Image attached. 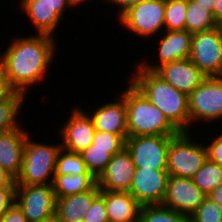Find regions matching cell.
<instances>
[{
  "label": "cell",
  "instance_id": "1",
  "mask_svg": "<svg viewBox=\"0 0 222 222\" xmlns=\"http://www.w3.org/2000/svg\"><path fill=\"white\" fill-rule=\"evenodd\" d=\"M7 41L8 46L5 48L3 44L5 50L0 52L7 84L11 90L21 92L28 98L38 84L51 76V65L57 60V43L60 41L49 35H25L24 32L21 36L10 35Z\"/></svg>",
  "mask_w": 222,
  "mask_h": 222
},
{
  "label": "cell",
  "instance_id": "2",
  "mask_svg": "<svg viewBox=\"0 0 222 222\" xmlns=\"http://www.w3.org/2000/svg\"><path fill=\"white\" fill-rule=\"evenodd\" d=\"M127 78L148 100L156 105L180 131L190 132L188 95L167 83L155 71L144 69L136 60ZM136 66V67H135Z\"/></svg>",
  "mask_w": 222,
  "mask_h": 222
},
{
  "label": "cell",
  "instance_id": "3",
  "mask_svg": "<svg viewBox=\"0 0 222 222\" xmlns=\"http://www.w3.org/2000/svg\"><path fill=\"white\" fill-rule=\"evenodd\" d=\"M118 92L125 98L128 137L159 135L176 136L180 131L160 109L151 103L128 79ZM126 85V86H125Z\"/></svg>",
  "mask_w": 222,
  "mask_h": 222
},
{
  "label": "cell",
  "instance_id": "4",
  "mask_svg": "<svg viewBox=\"0 0 222 222\" xmlns=\"http://www.w3.org/2000/svg\"><path fill=\"white\" fill-rule=\"evenodd\" d=\"M31 131L26 138L22 168L16 177V185L52 184L56 169V159L61 143L33 139ZM32 136V138H31ZM56 143V144H55Z\"/></svg>",
  "mask_w": 222,
  "mask_h": 222
},
{
  "label": "cell",
  "instance_id": "5",
  "mask_svg": "<svg viewBox=\"0 0 222 222\" xmlns=\"http://www.w3.org/2000/svg\"><path fill=\"white\" fill-rule=\"evenodd\" d=\"M180 132L170 139L167 150V172L169 175L192 178L207 159V151L200 135ZM194 135V136H193ZM201 138V139H198Z\"/></svg>",
  "mask_w": 222,
  "mask_h": 222
},
{
  "label": "cell",
  "instance_id": "6",
  "mask_svg": "<svg viewBox=\"0 0 222 222\" xmlns=\"http://www.w3.org/2000/svg\"><path fill=\"white\" fill-rule=\"evenodd\" d=\"M165 0H143L130 7L117 21L124 28L123 34L143 38L144 42L154 41L164 30Z\"/></svg>",
  "mask_w": 222,
  "mask_h": 222
},
{
  "label": "cell",
  "instance_id": "7",
  "mask_svg": "<svg viewBox=\"0 0 222 222\" xmlns=\"http://www.w3.org/2000/svg\"><path fill=\"white\" fill-rule=\"evenodd\" d=\"M188 103L190 132L200 123L219 125L218 122H222V76L207 77L188 95Z\"/></svg>",
  "mask_w": 222,
  "mask_h": 222
},
{
  "label": "cell",
  "instance_id": "8",
  "mask_svg": "<svg viewBox=\"0 0 222 222\" xmlns=\"http://www.w3.org/2000/svg\"><path fill=\"white\" fill-rule=\"evenodd\" d=\"M189 60L207 77L222 76V30L220 26L192 34Z\"/></svg>",
  "mask_w": 222,
  "mask_h": 222
},
{
  "label": "cell",
  "instance_id": "9",
  "mask_svg": "<svg viewBox=\"0 0 222 222\" xmlns=\"http://www.w3.org/2000/svg\"><path fill=\"white\" fill-rule=\"evenodd\" d=\"M155 38L157 43H152L153 46L151 48L153 51L151 53V50L148 51L151 55L156 49V54L151 55V57L157 56L154 57L156 60L153 62L150 56H147L149 58L146 60V57H144L143 54V59L137 60L144 69L149 71H156L159 67L166 63L181 59H189L192 44V33L188 32L187 30H164L158 37ZM154 44L156 46H154Z\"/></svg>",
  "mask_w": 222,
  "mask_h": 222
},
{
  "label": "cell",
  "instance_id": "10",
  "mask_svg": "<svg viewBox=\"0 0 222 222\" xmlns=\"http://www.w3.org/2000/svg\"><path fill=\"white\" fill-rule=\"evenodd\" d=\"M173 136L127 137L125 148L136 168L167 170V150Z\"/></svg>",
  "mask_w": 222,
  "mask_h": 222
},
{
  "label": "cell",
  "instance_id": "11",
  "mask_svg": "<svg viewBox=\"0 0 222 222\" xmlns=\"http://www.w3.org/2000/svg\"><path fill=\"white\" fill-rule=\"evenodd\" d=\"M15 202L27 222H42L55 215L56 197L52 184L16 185Z\"/></svg>",
  "mask_w": 222,
  "mask_h": 222
},
{
  "label": "cell",
  "instance_id": "12",
  "mask_svg": "<svg viewBox=\"0 0 222 222\" xmlns=\"http://www.w3.org/2000/svg\"><path fill=\"white\" fill-rule=\"evenodd\" d=\"M70 110L67 118L61 122L62 125L56 129L59 133L57 131L55 138L61 137L58 139L64 149L80 154L92 144L96 129L91 117L79 104L72 106Z\"/></svg>",
  "mask_w": 222,
  "mask_h": 222
},
{
  "label": "cell",
  "instance_id": "13",
  "mask_svg": "<svg viewBox=\"0 0 222 222\" xmlns=\"http://www.w3.org/2000/svg\"><path fill=\"white\" fill-rule=\"evenodd\" d=\"M109 99V101L108 99H104L107 102H103V99L100 100V104L99 102L98 104L95 102L94 106H97L95 108H92L94 106L83 107L91 117L96 130H101L112 134H119L124 140H126L128 137V131L125 98L120 93H118L116 96L115 92V96L113 95V97ZM85 107H87V110Z\"/></svg>",
  "mask_w": 222,
  "mask_h": 222
},
{
  "label": "cell",
  "instance_id": "14",
  "mask_svg": "<svg viewBox=\"0 0 222 222\" xmlns=\"http://www.w3.org/2000/svg\"><path fill=\"white\" fill-rule=\"evenodd\" d=\"M207 197L192 178L169 175L163 206L187 216L192 215Z\"/></svg>",
  "mask_w": 222,
  "mask_h": 222
},
{
  "label": "cell",
  "instance_id": "15",
  "mask_svg": "<svg viewBox=\"0 0 222 222\" xmlns=\"http://www.w3.org/2000/svg\"><path fill=\"white\" fill-rule=\"evenodd\" d=\"M167 170L136 168L129 193L141 206L160 205L166 193Z\"/></svg>",
  "mask_w": 222,
  "mask_h": 222
},
{
  "label": "cell",
  "instance_id": "16",
  "mask_svg": "<svg viewBox=\"0 0 222 222\" xmlns=\"http://www.w3.org/2000/svg\"><path fill=\"white\" fill-rule=\"evenodd\" d=\"M130 153L124 147L112 156L104 171L96 179L100 190L128 192L135 173Z\"/></svg>",
  "mask_w": 222,
  "mask_h": 222
},
{
  "label": "cell",
  "instance_id": "17",
  "mask_svg": "<svg viewBox=\"0 0 222 222\" xmlns=\"http://www.w3.org/2000/svg\"><path fill=\"white\" fill-rule=\"evenodd\" d=\"M16 4L21 12L18 14L26 15L25 18L29 20L28 24L36 34L49 35L59 39L58 28L62 23H65L46 0H24L20 5Z\"/></svg>",
  "mask_w": 222,
  "mask_h": 222
},
{
  "label": "cell",
  "instance_id": "18",
  "mask_svg": "<svg viewBox=\"0 0 222 222\" xmlns=\"http://www.w3.org/2000/svg\"><path fill=\"white\" fill-rule=\"evenodd\" d=\"M155 72L171 86L187 95L207 78L189 59L166 63Z\"/></svg>",
  "mask_w": 222,
  "mask_h": 222
},
{
  "label": "cell",
  "instance_id": "19",
  "mask_svg": "<svg viewBox=\"0 0 222 222\" xmlns=\"http://www.w3.org/2000/svg\"><path fill=\"white\" fill-rule=\"evenodd\" d=\"M24 123L18 128L0 133V165L15 179L22 168L25 142L30 133Z\"/></svg>",
  "mask_w": 222,
  "mask_h": 222
},
{
  "label": "cell",
  "instance_id": "20",
  "mask_svg": "<svg viewBox=\"0 0 222 222\" xmlns=\"http://www.w3.org/2000/svg\"><path fill=\"white\" fill-rule=\"evenodd\" d=\"M100 195L105 199L108 221L138 222L141 205L129 192L100 190Z\"/></svg>",
  "mask_w": 222,
  "mask_h": 222
},
{
  "label": "cell",
  "instance_id": "21",
  "mask_svg": "<svg viewBox=\"0 0 222 222\" xmlns=\"http://www.w3.org/2000/svg\"><path fill=\"white\" fill-rule=\"evenodd\" d=\"M99 194L100 189L95 184L86 192L56 198L55 215L61 222H79L84 219Z\"/></svg>",
  "mask_w": 222,
  "mask_h": 222
},
{
  "label": "cell",
  "instance_id": "22",
  "mask_svg": "<svg viewBox=\"0 0 222 222\" xmlns=\"http://www.w3.org/2000/svg\"><path fill=\"white\" fill-rule=\"evenodd\" d=\"M26 100L28 101L23 93L15 90L0 98V133L21 125V112L23 113V108L26 107Z\"/></svg>",
  "mask_w": 222,
  "mask_h": 222
},
{
  "label": "cell",
  "instance_id": "23",
  "mask_svg": "<svg viewBox=\"0 0 222 222\" xmlns=\"http://www.w3.org/2000/svg\"><path fill=\"white\" fill-rule=\"evenodd\" d=\"M96 184L91 174L54 175L52 183L56 198L83 193Z\"/></svg>",
  "mask_w": 222,
  "mask_h": 222
},
{
  "label": "cell",
  "instance_id": "24",
  "mask_svg": "<svg viewBox=\"0 0 222 222\" xmlns=\"http://www.w3.org/2000/svg\"><path fill=\"white\" fill-rule=\"evenodd\" d=\"M219 26L214 20L212 11L200 4L187 0L185 30L190 33L208 31Z\"/></svg>",
  "mask_w": 222,
  "mask_h": 222
},
{
  "label": "cell",
  "instance_id": "25",
  "mask_svg": "<svg viewBox=\"0 0 222 222\" xmlns=\"http://www.w3.org/2000/svg\"><path fill=\"white\" fill-rule=\"evenodd\" d=\"M122 149L123 148H101L91 144L80 154L88 172L97 179L111 161L112 156L119 153Z\"/></svg>",
  "mask_w": 222,
  "mask_h": 222
},
{
  "label": "cell",
  "instance_id": "26",
  "mask_svg": "<svg viewBox=\"0 0 222 222\" xmlns=\"http://www.w3.org/2000/svg\"><path fill=\"white\" fill-rule=\"evenodd\" d=\"M195 185L205 194H209L222 184V167L208 158L192 177Z\"/></svg>",
  "mask_w": 222,
  "mask_h": 222
},
{
  "label": "cell",
  "instance_id": "27",
  "mask_svg": "<svg viewBox=\"0 0 222 222\" xmlns=\"http://www.w3.org/2000/svg\"><path fill=\"white\" fill-rule=\"evenodd\" d=\"M189 216L163 205L141 206L138 222H188Z\"/></svg>",
  "mask_w": 222,
  "mask_h": 222
},
{
  "label": "cell",
  "instance_id": "28",
  "mask_svg": "<svg viewBox=\"0 0 222 222\" xmlns=\"http://www.w3.org/2000/svg\"><path fill=\"white\" fill-rule=\"evenodd\" d=\"M90 174L81 154L61 147L56 159L55 175Z\"/></svg>",
  "mask_w": 222,
  "mask_h": 222
},
{
  "label": "cell",
  "instance_id": "29",
  "mask_svg": "<svg viewBox=\"0 0 222 222\" xmlns=\"http://www.w3.org/2000/svg\"><path fill=\"white\" fill-rule=\"evenodd\" d=\"M186 10L187 0H165V30H185Z\"/></svg>",
  "mask_w": 222,
  "mask_h": 222
},
{
  "label": "cell",
  "instance_id": "30",
  "mask_svg": "<svg viewBox=\"0 0 222 222\" xmlns=\"http://www.w3.org/2000/svg\"><path fill=\"white\" fill-rule=\"evenodd\" d=\"M191 222H222V206L206 197L197 210L189 216Z\"/></svg>",
  "mask_w": 222,
  "mask_h": 222
},
{
  "label": "cell",
  "instance_id": "31",
  "mask_svg": "<svg viewBox=\"0 0 222 222\" xmlns=\"http://www.w3.org/2000/svg\"><path fill=\"white\" fill-rule=\"evenodd\" d=\"M221 125H222V123H221ZM214 134L215 135L208 134V132H207V135H209L210 137L209 136H208V138H207V136H206V138L203 137L202 141L204 139L209 141V142H207V141L205 142V140L203 141L206 151H207V158L209 160L216 162L217 164H219L222 167V131L221 132L215 131Z\"/></svg>",
  "mask_w": 222,
  "mask_h": 222
},
{
  "label": "cell",
  "instance_id": "32",
  "mask_svg": "<svg viewBox=\"0 0 222 222\" xmlns=\"http://www.w3.org/2000/svg\"><path fill=\"white\" fill-rule=\"evenodd\" d=\"M92 145L101 148H124L125 140L119 134L96 130L93 136Z\"/></svg>",
  "mask_w": 222,
  "mask_h": 222
},
{
  "label": "cell",
  "instance_id": "33",
  "mask_svg": "<svg viewBox=\"0 0 222 222\" xmlns=\"http://www.w3.org/2000/svg\"><path fill=\"white\" fill-rule=\"evenodd\" d=\"M86 222H107L105 199L99 194L84 217Z\"/></svg>",
  "mask_w": 222,
  "mask_h": 222
},
{
  "label": "cell",
  "instance_id": "34",
  "mask_svg": "<svg viewBox=\"0 0 222 222\" xmlns=\"http://www.w3.org/2000/svg\"><path fill=\"white\" fill-rule=\"evenodd\" d=\"M16 186H0V219L15 203Z\"/></svg>",
  "mask_w": 222,
  "mask_h": 222
},
{
  "label": "cell",
  "instance_id": "35",
  "mask_svg": "<svg viewBox=\"0 0 222 222\" xmlns=\"http://www.w3.org/2000/svg\"><path fill=\"white\" fill-rule=\"evenodd\" d=\"M143 0H105V4L101 5L102 7L110 5L109 9H112L114 6V11L116 12L114 19L116 18V20L124 13L126 12L130 7L138 4L139 2H141ZM112 6V8H111ZM118 9V10H117Z\"/></svg>",
  "mask_w": 222,
  "mask_h": 222
},
{
  "label": "cell",
  "instance_id": "36",
  "mask_svg": "<svg viewBox=\"0 0 222 222\" xmlns=\"http://www.w3.org/2000/svg\"><path fill=\"white\" fill-rule=\"evenodd\" d=\"M0 222H27V219L15 202L0 219Z\"/></svg>",
  "mask_w": 222,
  "mask_h": 222
},
{
  "label": "cell",
  "instance_id": "37",
  "mask_svg": "<svg viewBox=\"0 0 222 222\" xmlns=\"http://www.w3.org/2000/svg\"><path fill=\"white\" fill-rule=\"evenodd\" d=\"M50 6L53 8V10L63 19L66 17L65 15L69 13V9H71L73 12V5L71 4L70 0H46ZM68 13H66L67 11Z\"/></svg>",
  "mask_w": 222,
  "mask_h": 222
},
{
  "label": "cell",
  "instance_id": "38",
  "mask_svg": "<svg viewBox=\"0 0 222 222\" xmlns=\"http://www.w3.org/2000/svg\"><path fill=\"white\" fill-rule=\"evenodd\" d=\"M0 186H16L15 178L0 165Z\"/></svg>",
  "mask_w": 222,
  "mask_h": 222
},
{
  "label": "cell",
  "instance_id": "39",
  "mask_svg": "<svg viewBox=\"0 0 222 222\" xmlns=\"http://www.w3.org/2000/svg\"><path fill=\"white\" fill-rule=\"evenodd\" d=\"M11 91V89L9 88L5 75H4V69L2 67V64L0 62V98H2L3 96H5L6 94H8Z\"/></svg>",
  "mask_w": 222,
  "mask_h": 222
},
{
  "label": "cell",
  "instance_id": "40",
  "mask_svg": "<svg viewBox=\"0 0 222 222\" xmlns=\"http://www.w3.org/2000/svg\"><path fill=\"white\" fill-rule=\"evenodd\" d=\"M214 20L218 25L222 23V0H216L212 11Z\"/></svg>",
  "mask_w": 222,
  "mask_h": 222
},
{
  "label": "cell",
  "instance_id": "41",
  "mask_svg": "<svg viewBox=\"0 0 222 222\" xmlns=\"http://www.w3.org/2000/svg\"><path fill=\"white\" fill-rule=\"evenodd\" d=\"M207 197L222 206V184H220L213 191L207 194Z\"/></svg>",
  "mask_w": 222,
  "mask_h": 222
},
{
  "label": "cell",
  "instance_id": "42",
  "mask_svg": "<svg viewBox=\"0 0 222 222\" xmlns=\"http://www.w3.org/2000/svg\"><path fill=\"white\" fill-rule=\"evenodd\" d=\"M198 4H200L202 7H205V9L213 11L215 1L216 0H192Z\"/></svg>",
  "mask_w": 222,
  "mask_h": 222
},
{
  "label": "cell",
  "instance_id": "43",
  "mask_svg": "<svg viewBox=\"0 0 222 222\" xmlns=\"http://www.w3.org/2000/svg\"><path fill=\"white\" fill-rule=\"evenodd\" d=\"M70 1H71V4L73 5V7L77 10L76 7L80 6V8H81V6H82L81 4H83L85 7L86 4H89L88 2L90 0H70ZM91 1H94V0H91ZM97 2H98V4H99V2H102V4H103V3H105V0H97Z\"/></svg>",
  "mask_w": 222,
  "mask_h": 222
},
{
  "label": "cell",
  "instance_id": "44",
  "mask_svg": "<svg viewBox=\"0 0 222 222\" xmlns=\"http://www.w3.org/2000/svg\"><path fill=\"white\" fill-rule=\"evenodd\" d=\"M42 222H61L56 215L51 216L50 218L45 219Z\"/></svg>",
  "mask_w": 222,
  "mask_h": 222
},
{
  "label": "cell",
  "instance_id": "45",
  "mask_svg": "<svg viewBox=\"0 0 222 222\" xmlns=\"http://www.w3.org/2000/svg\"><path fill=\"white\" fill-rule=\"evenodd\" d=\"M1 1V0H0ZM24 0H16L15 2H19V5L23 2ZM11 2H12V0H11Z\"/></svg>",
  "mask_w": 222,
  "mask_h": 222
}]
</instances>
